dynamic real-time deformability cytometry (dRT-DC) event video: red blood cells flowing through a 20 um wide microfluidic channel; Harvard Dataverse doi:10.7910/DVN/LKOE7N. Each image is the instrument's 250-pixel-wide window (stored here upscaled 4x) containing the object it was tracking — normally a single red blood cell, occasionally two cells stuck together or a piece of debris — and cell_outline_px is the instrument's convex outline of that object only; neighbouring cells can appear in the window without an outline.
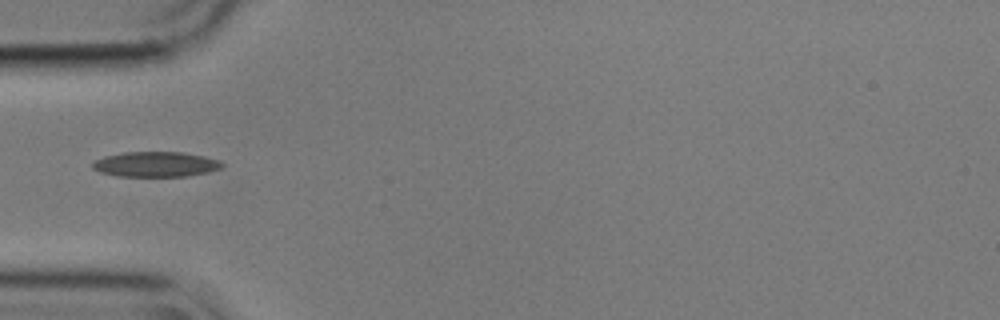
{"species": "common noctule bat (a hibernating species)", "species_latin": "Nyctalus noctula", "temperature_condition": "cold", "stored_images_in_passage": 39, "camera_frame_rate_fps": 3000, "um_per_image_px": 0.085, "animal": {"sex": "male", "body_mass_g": 17.9}, "frame": {"image": 1, "passage_image": 1, "time_ms": 0.0, "image_size_px": [1000, 320], "cell_outline_px": [[224, 164], [220, 168], [208, 172], [188, 176], [116, 176], [100, 172], [92, 168], [92, 164], [96, 160], [104, 156], [124, 152], [184, 152], [204, 156], [216, 160]], "centroid_in_image_um": [13.21, 13.96], "position_along_channel_um": 71.8, "area_um2": 18.9}}
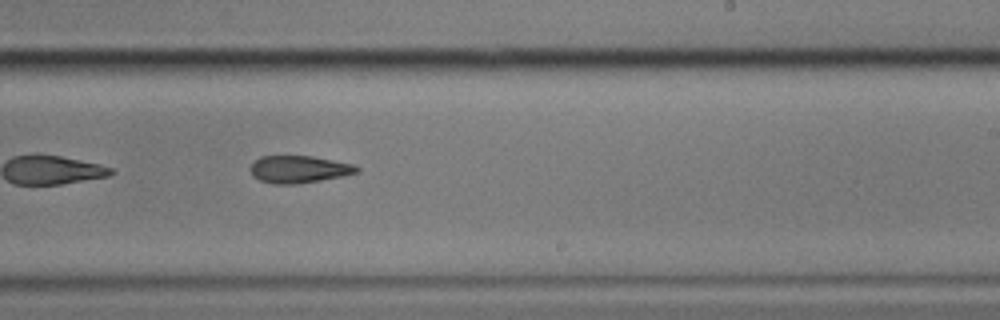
{"frame": {"image": 2, "passage_image": 17, "time_ms": 5.333, "image_size_px": [1000, 320], "cell_outline_px": [[360, 172], [344, 176], [296, 184], [272, 184], [260, 180], [252, 176], [252, 164], [260, 156], [312, 156], [352, 164], [360, 168]], "centroid_in_image_um": [25.43, 14.39], "position_along_channel_um": 263.6, "area_um2": 16.82}, "authors_computed_cell_mechanics": {"area_um2": 17.9758, "velocity_mm_per_s": 3.5841, "shape_relaxation_time_tau1_ms": 6.3105, "shape_relaxation_time_tau2_ms": 4.0794, "deformation_change_tau1": 0.139, "deformation_change_tau2": 0.1081}}